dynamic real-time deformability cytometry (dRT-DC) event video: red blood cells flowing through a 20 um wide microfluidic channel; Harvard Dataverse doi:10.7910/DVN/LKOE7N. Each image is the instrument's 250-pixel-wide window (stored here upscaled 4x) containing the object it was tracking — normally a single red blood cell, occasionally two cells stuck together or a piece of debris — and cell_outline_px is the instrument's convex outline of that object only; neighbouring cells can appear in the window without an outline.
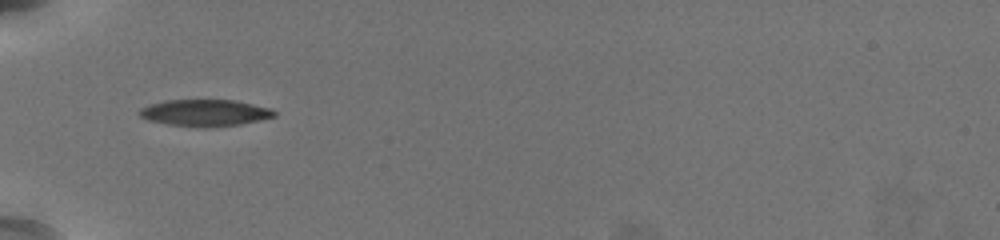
{"species": "common noctule bat (a hibernating species)", "species_latin": "Nyctalus noctula", "temperature_condition": "warm", "stored_images_in_passage": 37, "camera_frame_rate_fps": 3000, "um_per_image_px": 0.085, "animal": {"sex": "female", "body_mass_g": 19.5, "forearm_length_mm": 54.1}, "frame": {"image": 1, "passage_image": 1, "time_ms": 0.0, "image_size_px": [1000, 240], "cell_outline_px": [[276, 116], [240, 124], [212, 128], [204, 128], [168, 124], [148, 120], [140, 116], [136, 112], [140, 108], [148, 104], [164, 100], [236, 100], [272, 108], [276, 112]], "centroid_in_image_um": [17.4, 9.59], "position_along_channel_um": 67.6, "area_um2": 21.27}}
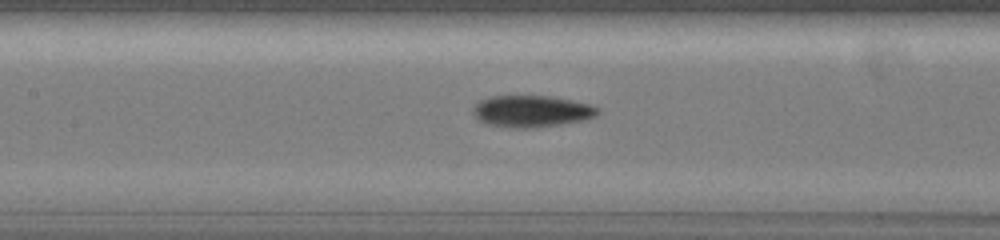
{"frame": {"image": 2, "passage_image": 9, "time_ms": 2.667, "image_size_px": [1000, 240], "cell_outline_px": [[600, 112], [596, 116], [584, 120], [536, 128], [508, 128], [488, 124], [480, 120], [472, 112], [472, 108], [480, 100], [492, 96], [552, 96], [572, 100], [588, 104], [600, 108]], "centroid_in_image_um": [45.2, 9.46], "position_along_channel_um": 162.2, "area_um2": 23.12}}
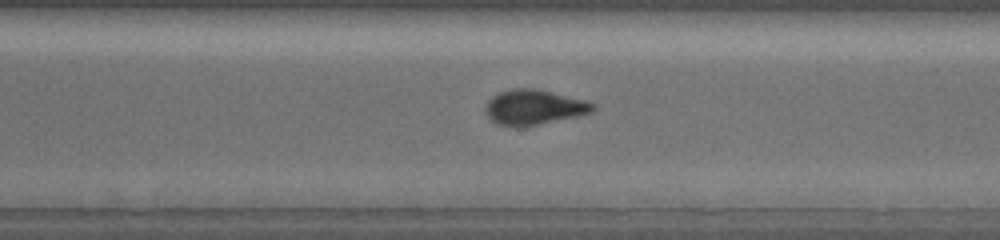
{"frame": {"image": 3, "passage_image": 22, "time_ms": 7.0, "image_size_px": [1000, 240], "cell_outline_px": [[596, 108], [592, 112], [576, 116], [516, 128], [508, 128], [496, 124], [484, 112], [484, 108], [488, 100], [492, 96], [500, 92], [512, 88], [532, 88], [588, 100], [596, 104]], "centroid_in_image_um": [45.35, 9.12], "position_along_channel_um": 325.2, "area_um2": 22.08}, "authors_computed_cell_mechanics": {"area_um2": 21.964, "velocity_mm_per_s": 3.7719, "shape_relaxation_time_tau1_ms": 2.8931, "shape_relaxation_time_tau2_ms": 2.2022, "deformation_change_tau1": 0.1782, "deformation_change_tau2": 0.0875}}